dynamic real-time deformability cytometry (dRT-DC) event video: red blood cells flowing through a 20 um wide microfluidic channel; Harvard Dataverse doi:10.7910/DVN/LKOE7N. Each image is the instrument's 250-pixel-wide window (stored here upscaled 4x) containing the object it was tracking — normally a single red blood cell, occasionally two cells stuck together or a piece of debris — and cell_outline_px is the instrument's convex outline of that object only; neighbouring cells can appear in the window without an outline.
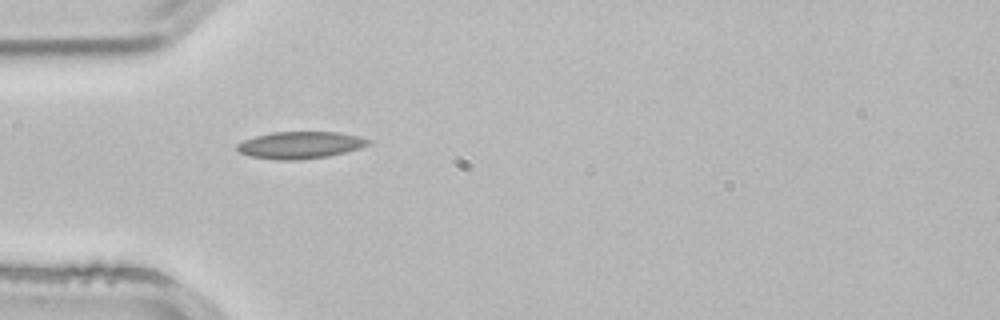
{"species": "common noctule bat (a hibernating species)", "species_latin": "Nyctalus noctula", "temperature_condition": "room temperature", "stored_images_in_passage": 1, "camera_frame_rate_fps": 3000, "um_per_image_px": 0.085, "animal": {"sex": "male", "body_mass_g": 21.5, "forearm_length_mm": 52.0}, "frame": {"image": 1, "passage_image": 1, "time_ms": 0.0, "image_size_px": [1000, 320], "cell_outline_px": [[372, 140], [368, 144], [360, 148], [328, 156], [300, 160], [276, 160], [248, 156], [240, 152], [236, 148], [236, 144], [244, 140], [256, 136], [272, 132], [336, 132], [360, 136]], "centroid_in_image_um": [25.5, 12.33], "position_along_channel_um": 59.5, "area_um2": 20.69}}